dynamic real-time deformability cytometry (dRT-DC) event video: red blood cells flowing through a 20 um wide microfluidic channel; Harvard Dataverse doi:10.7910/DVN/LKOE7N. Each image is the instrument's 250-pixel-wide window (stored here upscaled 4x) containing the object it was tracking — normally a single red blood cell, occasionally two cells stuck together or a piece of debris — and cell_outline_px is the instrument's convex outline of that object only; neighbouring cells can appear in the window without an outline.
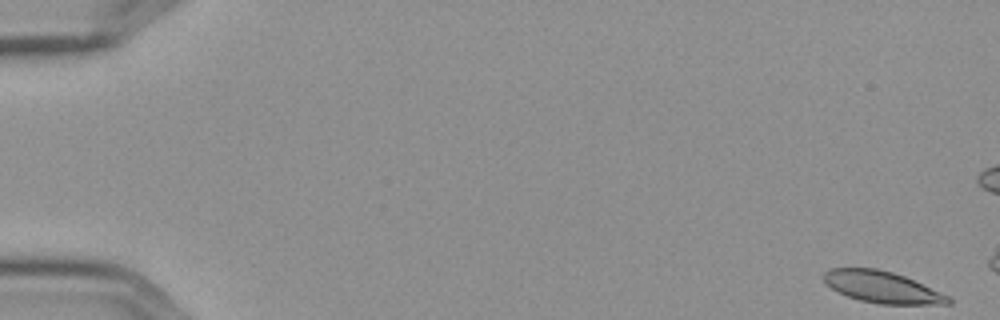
{"species": "Egyptian fruit bat (a non-hibernating species)", "species_latin": "Rousettus aegyptiacus", "temperature_condition": "cold", "stored_images_in_passage": 5, "camera_frame_rate_fps": 3000, "um_per_image_px": 0.085, "frame": {"image": 1, "passage_image": 1, "time_ms": 0.0, "image_size_px": [1000, 320], "cell_outline_px": [[952, 304], [880, 304], [860, 300], [848, 296], [832, 288], [824, 280], [824, 272], [828, 268], [876, 268], [892, 272], [904, 276], [948, 296], [952, 300]], "centroid_in_image_um": [74.97, 24.4], "position_along_channel_um": 10.0, "area_um2": 22.54}}